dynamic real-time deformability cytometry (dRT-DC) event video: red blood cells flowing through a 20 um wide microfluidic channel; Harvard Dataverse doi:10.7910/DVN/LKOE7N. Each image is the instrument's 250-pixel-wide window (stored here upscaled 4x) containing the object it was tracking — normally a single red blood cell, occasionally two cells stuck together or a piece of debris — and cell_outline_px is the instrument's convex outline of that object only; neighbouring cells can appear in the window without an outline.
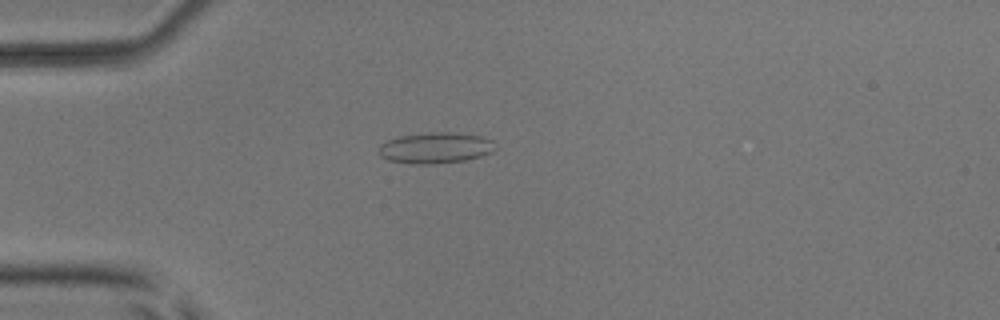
{"species": "common noctule bat (a hibernating species)", "species_latin": "Nyctalus noctula", "temperature_condition": "room temperature", "stored_images_in_passage": 7, "camera_frame_rate_fps": 3000, "um_per_image_px": 0.085, "animal": {"sex": "male", "body_mass_g": 17.9, "forearm_length_mm": 54.2}, "frame": {"image": 1, "passage_image": 5, "time_ms": 1.333, "image_size_px": [1000, 320], "cell_outline_px": [[496, 148], [492, 152], [480, 156], [464, 160], [432, 164], [412, 164], [388, 160], [380, 156], [376, 152], [380, 144], [388, 140], [400, 136], [432, 132], [452, 132], [480, 136], [492, 140]], "centroid_in_image_um": [36.97, 12.57], "position_along_channel_um": 48.0, "area_um2": 21.04}}